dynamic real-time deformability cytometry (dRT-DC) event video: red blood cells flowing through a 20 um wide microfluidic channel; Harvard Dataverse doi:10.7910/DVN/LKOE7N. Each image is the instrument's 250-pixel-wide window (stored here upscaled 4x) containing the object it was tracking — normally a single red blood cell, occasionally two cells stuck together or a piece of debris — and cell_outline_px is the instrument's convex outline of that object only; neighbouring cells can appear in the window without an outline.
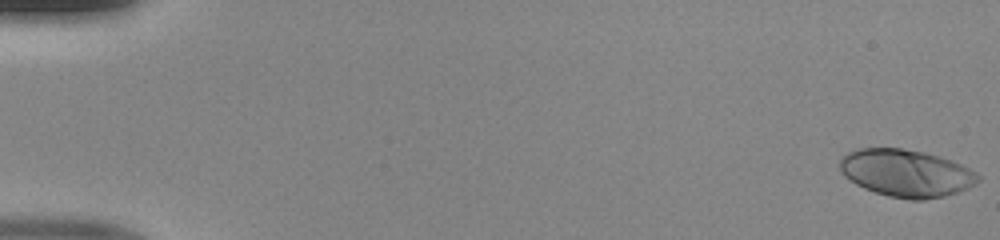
{"species": "human", "species_latin": "Homo sapiens", "temperature_condition": "room temperature", "stored_images_in_passage": 49, "camera_frame_rate_fps": 3000, "um_per_image_px": 0.085, "donor": {"sex": "male"}, "frame": {"image": 1, "passage_image": 1, "time_ms": 0.0, "image_size_px": [1000, 240], "cell_outline_px": [[980, 180], [968, 188], [944, 196], [924, 200], [908, 200], [888, 196], [864, 188], [856, 184], [844, 176], [840, 172], [840, 160], [848, 152], [860, 148], [900, 148], [924, 152], [952, 160], [976, 172], [980, 176]], "centroid_in_image_um": [77.02, 14.72], "position_along_channel_um": 8.0, "area_um2": 38.09}}
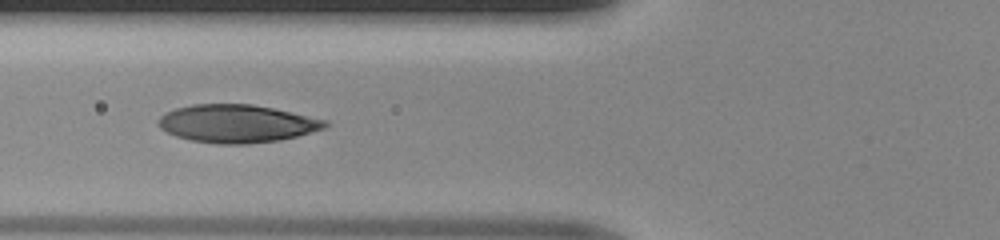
{"frame": {"image": 2, "passage_image": 20, "time_ms": 6.333, "image_size_px": [1000, 240], "cell_outline_px": [[332, 124], [324, 128], [296, 136], [280, 140], [248, 144], [216, 144], [192, 140], [176, 136], [160, 128], [156, 124], [156, 120], [164, 112], [176, 108], [192, 104], [252, 104], [272, 108], [328, 120]], "centroid_in_image_um": [20.11, 10.5], "position_along_channel_um": 105.7, "area_um2": 36.99}}
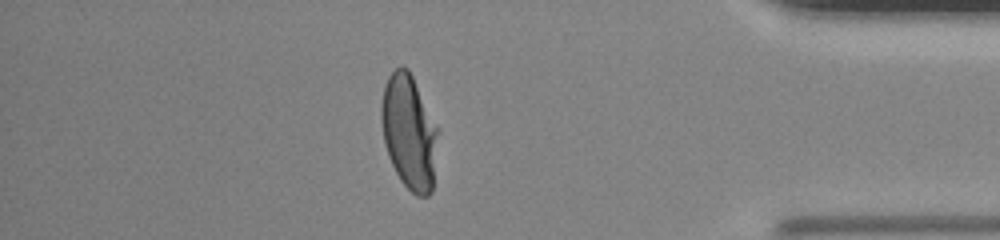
{"frame": {"image": 3, "passage_image": 43, "time_ms": 14.0, "image_size_px": [1000, 240], "cell_outline_px": [[440, 128], [432, 192], [428, 196], [416, 196], [400, 180], [388, 156], [384, 144], [380, 120], [380, 104], [384, 84], [388, 76], [400, 64], [408, 68]], "centroid_in_image_um": [34.78, 11.2], "position_along_channel_um": 400.4, "area_um2": 38.73}}